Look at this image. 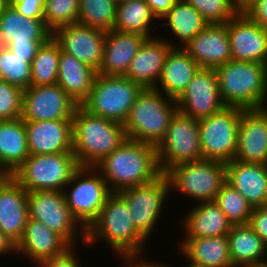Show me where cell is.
<instances>
[{
    "label": "cell",
    "mask_w": 267,
    "mask_h": 267,
    "mask_svg": "<svg viewBox=\"0 0 267 267\" xmlns=\"http://www.w3.org/2000/svg\"><path fill=\"white\" fill-rule=\"evenodd\" d=\"M95 168L111 192L151 183L162 174L156 147L130 139H126Z\"/></svg>",
    "instance_id": "1"
},
{
    "label": "cell",
    "mask_w": 267,
    "mask_h": 267,
    "mask_svg": "<svg viewBox=\"0 0 267 267\" xmlns=\"http://www.w3.org/2000/svg\"><path fill=\"white\" fill-rule=\"evenodd\" d=\"M107 243L116 256L141 255L148 241L134 226L125 200L112 192L98 217L86 229L84 246Z\"/></svg>",
    "instance_id": "2"
},
{
    "label": "cell",
    "mask_w": 267,
    "mask_h": 267,
    "mask_svg": "<svg viewBox=\"0 0 267 267\" xmlns=\"http://www.w3.org/2000/svg\"><path fill=\"white\" fill-rule=\"evenodd\" d=\"M73 148L80 167H95L127 139L124 125L78 106L72 118Z\"/></svg>",
    "instance_id": "3"
},
{
    "label": "cell",
    "mask_w": 267,
    "mask_h": 267,
    "mask_svg": "<svg viewBox=\"0 0 267 267\" xmlns=\"http://www.w3.org/2000/svg\"><path fill=\"white\" fill-rule=\"evenodd\" d=\"M215 70L225 106L244 110L267 107V64L231 59Z\"/></svg>",
    "instance_id": "4"
},
{
    "label": "cell",
    "mask_w": 267,
    "mask_h": 267,
    "mask_svg": "<svg viewBox=\"0 0 267 267\" xmlns=\"http://www.w3.org/2000/svg\"><path fill=\"white\" fill-rule=\"evenodd\" d=\"M177 110L176 100L156 88H142L123 124L127 139L157 147Z\"/></svg>",
    "instance_id": "5"
},
{
    "label": "cell",
    "mask_w": 267,
    "mask_h": 267,
    "mask_svg": "<svg viewBox=\"0 0 267 267\" xmlns=\"http://www.w3.org/2000/svg\"><path fill=\"white\" fill-rule=\"evenodd\" d=\"M79 168L73 152L29 155L11 176L27 192L63 191Z\"/></svg>",
    "instance_id": "6"
},
{
    "label": "cell",
    "mask_w": 267,
    "mask_h": 267,
    "mask_svg": "<svg viewBox=\"0 0 267 267\" xmlns=\"http://www.w3.org/2000/svg\"><path fill=\"white\" fill-rule=\"evenodd\" d=\"M142 87L124 76L97 74L81 107L95 116L124 124Z\"/></svg>",
    "instance_id": "7"
},
{
    "label": "cell",
    "mask_w": 267,
    "mask_h": 267,
    "mask_svg": "<svg viewBox=\"0 0 267 267\" xmlns=\"http://www.w3.org/2000/svg\"><path fill=\"white\" fill-rule=\"evenodd\" d=\"M165 175L170 190L197 202L214 201L227 180L225 163L204 159L176 165Z\"/></svg>",
    "instance_id": "8"
},
{
    "label": "cell",
    "mask_w": 267,
    "mask_h": 267,
    "mask_svg": "<svg viewBox=\"0 0 267 267\" xmlns=\"http://www.w3.org/2000/svg\"><path fill=\"white\" fill-rule=\"evenodd\" d=\"M27 201L29 218L43 222L70 246L86 242V229L68 209L63 191L28 192Z\"/></svg>",
    "instance_id": "9"
},
{
    "label": "cell",
    "mask_w": 267,
    "mask_h": 267,
    "mask_svg": "<svg viewBox=\"0 0 267 267\" xmlns=\"http://www.w3.org/2000/svg\"><path fill=\"white\" fill-rule=\"evenodd\" d=\"M156 151L163 174L176 165L202 160L198 120L177 110Z\"/></svg>",
    "instance_id": "10"
},
{
    "label": "cell",
    "mask_w": 267,
    "mask_h": 267,
    "mask_svg": "<svg viewBox=\"0 0 267 267\" xmlns=\"http://www.w3.org/2000/svg\"><path fill=\"white\" fill-rule=\"evenodd\" d=\"M63 192L68 209L85 229L98 217L112 193L95 167H80Z\"/></svg>",
    "instance_id": "11"
},
{
    "label": "cell",
    "mask_w": 267,
    "mask_h": 267,
    "mask_svg": "<svg viewBox=\"0 0 267 267\" xmlns=\"http://www.w3.org/2000/svg\"><path fill=\"white\" fill-rule=\"evenodd\" d=\"M242 108L225 106L198 120L202 159L228 163L234 160Z\"/></svg>",
    "instance_id": "12"
},
{
    "label": "cell",
    "mask_w": 267,
    "mask_h": 267,
    "mask_svg": "<svg viewBox=\"0 0 267 267\" xmlns=\"http://www.w3.org/2000/svg\"><path fill=\"white\" fill-rule=\"evenodd\" d=\"M126 202L135 228L148 240L171 193L165 174L151 183L128 187L117 192ZM157 223V224H156ZM150 236V237H149Z\"/></svg>",
    "instance_id": "13"
},
{
    "label": "cell",
    "mask_w": 267,
    "mask_h": 267,
    "mask_svg": "<svg viewBox=\"0 0 267 267\" xmlns=\"http://www.w3.org/2000/svg\"><path fill=\"white\" fill-rule=\"evenodd\" d=\"M78 105L58 85L29 86L24 90L22 115L24 121L72 119Z\"/></svg>",
    "instance_id": "14"
},
{
    "label": "cell",
    "mask_w": 267,
    "mask_h": 267,
    "mask_svg": "<svg viewBox=\"0 0 267 267\" xmlns=\"http://www.w3.org/2000/svg\"><path fill=\"white\" fill-rule=\"evenodd\" d=\"M178 111L196 120L221 111L225 105L220 97L215 69L200 68L176 100Z\"/></svg>",
    "instance_id": "15"
},
{
    "label": "cell",
    "mask_w": 267,
    "mask_h": 267,
    "mask_svg": "<svg viewBox=\"0 0 267 267\" xmlns=\"http://www.w3.org/2000/svg\"><path fill=\"white\" fill-rule=\"evenodd\" d=\"M52 36L59 43L61 51L99 71L106 40L105 31L77 23L57 28Z\"/></svg>",
    "instance_id": "16"
},
{
    "label": "cell",
    "mask_w": 267,
    "mask_h": 267,
    "mask_svg": "<svg viewBox=\"0 0 267 267\" xmlns=\"http://www.w3.org/2000/svg\"><path fill=\"white\" fill-rule=\"evenodd\" d=\"M232 60L267 64V30L238 13L226 22Z\"/></svg>",
    "instance_id": "17"
},
{
    "label": "cell",
    "mask_w": 267,
    "mask_h": 267,
    "mask_svg": "<svg viewBox=\"0 0 267 267\" xmlns=\"http://www.w3.org/2000/svg\"><path fill=\"white\" fill-rule=\"evenodd\" d=\"M234 160L267 165V107L242 110Z\"/></svg>",
    "instance_id": "18"
},
{
    "label": "cell",
    "mask_w": 267,
    "mask_h": 267,
    "mask_svg": "<svg viewBox=\"0 0 267 267\" xmlns=\"http://www.w3.org/2000/svg\"><path fill=\"white\" fill-rule=\"evenodd\" d=\"M30 155L72 152V119L24 121Z\"/></svg>",
    "instance_id": "19"
},
{
    "label": "cell",
    "mask_w": 267,
    "mask_h": 267,
    "mask_svg": "<svg viewBox=\"0 0 267 267\" xmlns=\"http://www.w3.org/2000/svg\"><path fill=\"white\" fill-rule=\"evenodd\" d=\"M28 192L10 175L0 182V231L18 243L29 218Z\"/></svg>",
    "instance_id": "20"
},
{
    "label": "cell",
    "mask_w": 267,
    "mask_h": 267,
    "mask_svg": "<svg viewBox=\"0 0 267 267\" xmlns=\"http://www.w3.org/2000/svg\"><path fill=\"white\" fill-rule=\"evenodd\" d=\"M201 68L216 69L232 59L226 23L209 24L184 49Z\"/></svg>",
    "instance_id": "21"
},
{
    "label": "cell",
    "mask_w": 267,
    "mask_h": 267,
    "mask_svg": "<svg viewBox=\"0 0 267 267\" xmlns=\"http://www.w3.org/2000/svg\"><path fill=\"white\" fill-rule=\"evenodd\" d=\"M171 45L158 36L148 38L131 61L124 77L142 88H155L161 78L163 66Z\"/></svg>",
    "instance_id": "22"
},
{
    "label": "cell",
    "mask_w": 267,
    "mask_h": 267,
    "mask_svg": "<svg viewBox=\"0 0 267 267\" xmlns=\"http://www.w3.org/2000/svg\"><path fill=\"white\" fill-rule=\"evenodd\" d=\"M148 37L139 33L106 32L101 67L97 74L124 76L129 65Z\"/></svg>",
    "instance_id": "23"
},
{
    "label": "cell",
    "mask_w": 267,
    "mask_h": 267,
    "mask_svg": "<svg viewBox=\"0 0 267 267\" xmlns=\"http://www.w3.org/2000/svg\"><path fill=\"white\" fill-rule=\"evenodd\" d=\"M70 245L43 222L28 218L22 237L16 244V254L39 264L47 258L62 254Z\"/></svg>",
    "instance_id": "24"
},
{
    "label": "cell",
    "mask_w": 267,
    "mask_h": 267,
    "mask_svg": "<svg viewBox=\"0 0 267 267\" xmlns=\"http://www.w3.org/2000/svg\"><path fill=\"white\" fill-rule=\"evenodd\" d=\"M52 32L43 19L24 17L8 2L0 11V47L8 44L45 43Z\"/></svg>",
    "instance_id": "25"
},
{
    "label": "cell",
    "mask_w": 267,
    "mask_h": 267,
    "mask_svg": "<svg viewBox=\"0 0 267 267\" xmlns=\"http://www.w3.org/2000/svg\"><path fill=\"white\" fill-rule=\"evenodd\" d=\"M225 166L226 182L236 188L252 208L267 205V165L232 160Z\"/></svg>",
    "instance_id": "26"
},
{
    "label": "cell",
    "mask_w": 267,
    "mask_h": 267,
    "mask_svg": "<svg viewBox=\"0 0 267 267\" xmlns=\"http://www.w3.org/2000/svg\"><path fill=\"white\" fill-rule=\"evenodd\" d=\"M178 251L197 267H234L227 235L202 238H181Z\"/></svg>",
    "instance_id": "27"
},
{
    "label": "cell",
    "mask_w": 267,
    "mask_h": 267,
    "mask_svg": "<svg viewBox=\"0 0 267 267\" xmlns=\"http://www.w3.org/2000/svg\"><path fill=\"white\" fill-rule=\"evenodd\" d=\"M201 67L183 49H170L156 89L177 100Z\"/></svg>",
    "instance_id": "28"
},
{
    "label": "cell",
    "mask_w": 267,
    "mask_h": 267,
    "mask_svg": "<svg viewBox=\"0 0 267 267\" xmlns=\"http://www.w3.org/2000/svg\"><path fill=\"white\" fill-rule=\"evenodd\" d=\"M184 215L183 238L224 236L232 226L214 201L199 202Z\"/></svg>",
    "instance_id": "29"
},
{
    "label": "cell",
    "mask_w": 267,
    "mask_h": 267,
    "mask_svg": "<svg viewBox=\"0 0 267 267\" xmlns=\"http://www.w3.org/2000/svg\"><path fill=\"white\" fill-rule=\"evenodd\" d=\"M227 238L234 267H256L267 263V247L249 224L232 225Z\"/></svg>",
    "instance_id": "30"
},
{
    "label": "cell",
    "mask_w": 267,
    "mask_h": 267,
    "mask_svg": "<svg viewBox=\"0 0 267 267\" xmlns=\"http://www.w3.org/2000/svg\"><path fill=\"white\" fill-rule=\"evenodd\" d=\"M96 75L95 69L60 51L57 84L78 106L88 98Z\"/></svg>",
    "instance_id": "31"
},
{
    "label": "cell",
    "mask_w": 267,
    "mask_h": 267,
    "mask_svg": "<svg viewBox=\"0 0 267 267\" xmlns=\"http://www.w3.org/2000/svg\"><path fill=\"white\" fill-rule=\"evenodd\" d=\"M24 120L0 121V167L12 175L29 157Z\"/></svg>",
    "instance_id": "32"
},
{
    "label": "cell",
    "mask_w": 267,
    "mask_h": 267,
    "mask_svg": "<svg viewBox=\"0 0 267 267\" xmlns=\"http://www.w3.org/2000/svg\"><path fill=\"white\" fill-rule=\"evenodd\" d=\"M162 20L171 29L172 35L177 38L176 40L179 39V46L173 41L167 40L171 49L184 50L193 37L209 25L201 14L185 0H178Z\"/></svg>",
    "instance_id": "33"
},
{
    "label": "cell",
    "mask_w": 267,
    "mask_h": 267,
    "mask_svg": "<svg viewBox=\"0 0 267 267\" xmlns=\"http://www.w3.org/2000/svg\"><path fill=\"white\" fill-rule=\"evenodd\" d=\"M158 20L146 0H123L116 5V20L113 30L118 32L139 33L148 38L152 34V23Z\"/></svg>",
    "instance_id": "34"
},
{
    "label": "cell",
    "mask_w": 267,
    "mask_h": 267,
    "mask_svg": "<svg viewBox=\"0 0 267 267\" xmlns=\"http://www.w3.org/2000/svg\"><path fill=\"white\" fill-rule=\"evenodd\" d=\"M61 47L51 36L38 48L31 62L30 86L57 84Z\"/></svg>",
    "instance_id": "35"
},
{
    "label": "cell",
    "mask_w": 267,
    "mask_h": 267,
    "mask_svg": "<svg viewBox=\"0 0 267 267\" xmlns=\"http://www.w3.org/2000/svg\"><path fill=\"white\" fill-rule=\"evenodd\" d=\"M116 5L114 0H79L78 23L111 31L116 20Z\"/></svg>",
    "instance_id": "36"
},
{
    "label": "cell",
    "mask_w": 267,
    "mask_h": 267,
    "mask_svg": "<svg viewBox=\"0 0 267 267\" xmlns=\"http://www.w3.org/2000/svg\"><path fill=\"white\" fill-rule=\"evenodd\" d=\"M214 202L232 225L249 223L253 208L245 197L227 182L221 187Z\"/></svg>",
    "instance_id": "37"
},
{
    "label": "cell",
    "mask_w": 267,
    "mask_h": 267,
    "mask_svg": "<svg viewBox=\"0 0 267 267\" xmlns=\"http://www.w3.org/2000/svg\"><path fill=\"white\" fill-rule=\"evenodd\" d=\"M33 58H21L9 48L2 47L0 55L1 78L25 90L30 86Z\"/></svg>",
    "instance_id": "38"
},
{
    "label": "cell",
    "mask_w": 267,
    "mask_h": 267,
    "mask_svg": "<svg viewBox=\"0 0 267 267\" xmlns=\"http://www.w3.org/2000/svg\"><path fill=\"white\" fill-rule=\"evenodd\" d=\"M79 0H45L43 21L53 33L57 28L77 24Z\"/></svg>",
    "instance_id": "39"
},
{
    "label": "cell",
    "mask_w": 267,
    "mask_h": 267,
    "mask_svg": "<svg viewBox=\"0 0 267 267\" xmlns=\"http://www.w3.org/2000/svg\"><path fill=\"white\" fill-rule=\"evenodd\" d=\"M193 6L209 24L230 21L239 12L234 0H185Z\"/></svg>",
    "instance_id": "40"
},
{
    "label": "cell",
    "mask_w": 267,
    "mask_h": 267,
    "mask_svg": "<svg viewBox=\"0 0 267 267\" xmlns=\"http://www.w3.org/2000/svg\"><path fill=\"white\" fill-rule=\"evenodd\" d=\"M24 90L0 79V121L21 118Z\"/></svg>",
    "instance_id": "41"
},
{
    "label": "cell",
    "mask_w": 267,
    "mask_h": 267,
    "mask_svg": "<svg viewBox=\"0 0 267 267\" xmlns=\"http://www.w3.org/2000/svg\"><path fill=\"white\" fill-rule=\"evenodd\" d=\"M75 247L70 246L62 254L45 259L37 267H81L80 257L74 253Z\"/></svg>",
    "instance_id": "42"
},
{
    "label": "cell",
    "mask_w": 267,
    "mask_h": 267,
    "mask_svg": "<svg viewBox=\"0 0 267 267\" xmlns=\"http://www.w3.org/2000/svg\"><path fill=\"white\" fill-rule=\"evenodd\" d=\"M24 17L43 19L45 0H9Z\"/></svg>",
    "instance_id": "43"
},
{
    "label": "cell",
    "mask_w": 267,
    "mask_h": 267,
    "mask_svg": "<svg viewBox=\"0 0 267 267\" xmlns=\"http://www.w3.org/2000/svg\"><path fill=\"white\" fill-rule=\"evenodd\" d=\"M267 247V205L253 208L248 223Z\"/></svg>",
    "instance_id": "44"
},
{
    "label": "cell",
    "mask_w": 267,
    "mask_h": 267,
    "mask_svg": "<svg viewBox=\"0 0 267 267\" xmlns=\"http://www.w3.org/2000/svg\"><path fill=\"white\" fill-rule=\"evenodd\" d=\"M243 13L255 24L267 30V0H257Z\"/></svg>",
    "instance_id": "45"
},
{
    "label": "cell",
    "mask_w": 267,
    "mask_h": 267,
    "mask_svg": "<svg viewBox=\"0 0 267 267\" xmlns=\"http://www.w3.org/2000/svg\"><path fill=\"white\" fill-rule=\"evenodd\" d=\"M41 44L43 43L8 44L7 48L21 58H34Z\"/></svg>",
    "instance_id": "46"
},
{
    "label": "cell",
    "mask_w": 267,
    "mask_h": 267,
    "mask_svg": "<svg viewBox=\"0 0 267 267\" xmlns=\"http://www.w3.org/2000/svg\"><path fill=\"white\" fill-rule=\"evenodd\" d=\"M119 259H122V264H125L124 267H170L167 264H161L154 261H146L142 258L141 255H126V256H118ZM153 262V263H152Z\"/></svg>",
    "instance_id": "47"
},
{
    "label": "cell",
    "mask_w": 267,
    "mask_h": 267,
    "mask_svg": "<svg viewBox=\"0 0 267 267\" xmlns=\"http://www.w3.org/2000/svg\"><path fill=\"white\" fill-rule=\"evenodd\" d=\"M178 0H146L151 11L160 21Z\"/></svg>",
    "instance_id": "48"
},
{
    "label": "cell",
    "mask_w": 267,
    "mask_h": 267,
    "mask_svg": "<svg viewBox=\"0 0 267 267\" xmlns=\"http://www.w3.org/2000/svg\"><path fill=\"white\" fill-rule=\"evenodd\" d=\"M6 254L16 255V244L0 231V257Z\"/></svg>",
    "instance_id": "49"
},
{
    "label": "cell",
    "mask_w": 267,
    "mask_h": 267,
    "mask_svg": "<svg viewBox=\"0 0 267 267\" xmlns=\"http://www.w3.org/2000/svg\"><path fill=\"white\" fill-rule=\"evenodd\" d=\"M257 0H234V4L239 13H243L250 5Z\"/></svg>",
    "instance_id": "50"
},
{
    "label": "cell",
    "mask_w": 267,
    "mask_h": 267,
    "mask_svg": "<svg viewBox=\"0 0 267 267\" xmlns=\"http://www.w3.org/2000/svg\"><path fill=\"white\" fill-rule=\"evenodd\" d=\"M8 175L4 172V170L0 167V182L4 180Z\"/></svg>",
    "instance_id": "51"
},
{
    "label": "cell",
    "mask_w": 267,
    "mask_h": 267,
    "mask_svg": "<svg viewBox=\"0 0 267 267\" xmlns=\"http://www.w3.org/2000/svg\"><path fill=\"white\" fill-rule=\"evenodd\" d=\"M9 2V0H0V11L3 9V7Z\"/></svg>",
    "instance_id": "52"
},
{
    "label": "cell",
    "mask_w": 267,
    "mask_h": 267,
    "mask_svg": "<svg viewBox=\"0 0 267 267\" xmlns=\"http://www.w3.org/2000/svg\"><path fill=\"white\" fill-rule=\"evenodd\" d=\"M256 267H267V263L259 265V266H256Z\"/></svg>",
    "instance_id": "53"
},
{
    "label": "cell",
    "mask_w": 267,
    "mask_h": 267,
    "mask_svg": "<svg viewBox=\"0 0 267 267\" xmlns=\"http://www.w3.org/2000/svg\"><path fill=\"white\" fill-rule=\"evenodd\" d=\"M185 267H197V266H193V265H191V264L188 263V265L185 266Z\"/></svg>",
    "instance_id": "54"
},
{
    "label": "cell",
    "mask_w": 267,
    "mask_h": 267,
    "mask_svg": "<svg viewBox=\"0 0 267 267\" xmlns=\"http://www.w3.org/2000/svg\"><path fill=\"white\" fill-rule=\"evenodd\" d=\"M1 49H2V47H0V55H1ZM0 68H1V66H0ZM0 78H1V69H0Z\"/></svg>",
    "instance_id": "55"
},
{
    "label": "cell",
    "mask_w": 267,
    "mask_h": 267,
    "mask_svg": "<svg viewBox=\"0 0 267 267\" xmlns=\"http://www.w3.org/2000/svg\"><path fill=\"white\" fill-rule=\"evenodd\" d=\"M116 3L120 2V1H123V0H114Z\"/></svg>",
    "instance_id": "56"
}]
</instances>
